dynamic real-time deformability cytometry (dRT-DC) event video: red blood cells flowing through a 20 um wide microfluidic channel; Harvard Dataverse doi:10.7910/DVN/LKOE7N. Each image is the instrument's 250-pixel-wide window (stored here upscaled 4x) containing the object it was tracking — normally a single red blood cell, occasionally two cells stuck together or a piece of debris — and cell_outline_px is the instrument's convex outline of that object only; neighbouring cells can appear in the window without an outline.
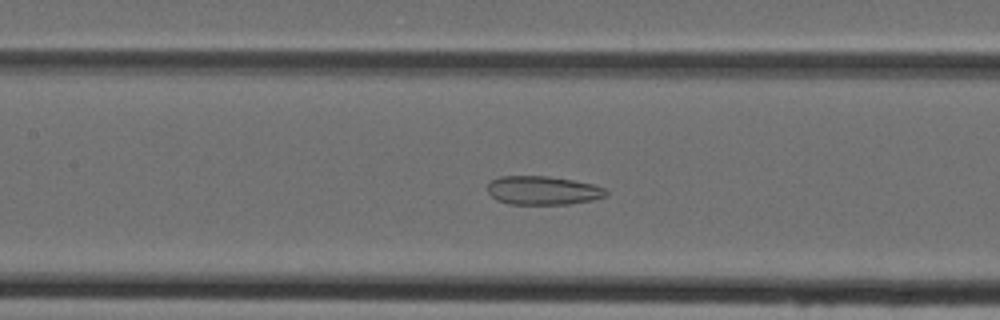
{"species": "Egyptian fruit bat (a non-hibernating species)", "species_latin": "Rousettus aegyptiacus", "temperature_condition": "cold", "stored_images_in_passage": 49, "camera_frame_rate_fps": 3000, "um_per_image_px": 0.085, "animal": {"sex": "female"}, "frame": {"image": 1, "passage_image": 22, "time_ms": 7.0, "image_size_px": [1000, 320], "cell_outline_px": [[608, 192], [604, 196], [592, 200], [568, 204], [508, 204], [496, 200], [488, 192], [488, 184], [492, 180], [500, 176], [548, 176], [572, 180], [592, 184], [604, 188]], "centroid_in_image_um": [46.11, 16.19], "position_along_channel_um": 161.3, "area_um2": 19.71}}
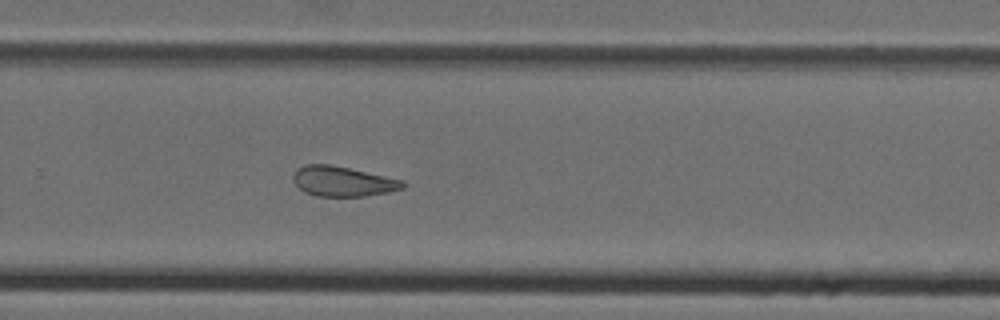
{"frame": {"image": 2, "passage_image": 32, "time_ms": 10.333, "image_size_px": [1000, 320], "cell_outline_px": [[404, 188], [388, 192], [364, 196], [316, 196], [304, 192], [292, 180], [292, 176], [296, 168], [304, 164], [328, 164], [348, 168], [404, 180]], "centroid_in_image_um": [29.09, 15.41], "position_along_channel_um": 300.7, "area_um2": 19.13}}
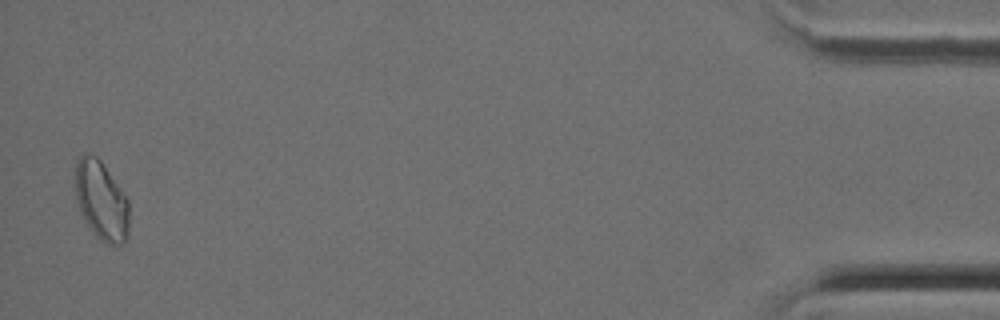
{"frame": {"image": 3, "passage_image": 47, "time_ms": 15.333, "image_size_px": [1000, 320], "cell_outline_px": [[128, 236], [124, 244], [108, 244], [100, 240], [96, 236], [80, 212], [76, 196], [76, 160], [84, 152], [88, 152], [96, 156], [100, 160], [128, 200]], "centroid_in_image_um": [8.61, 17.05], "position_along_channel_um": 426.6, "area_um2": 24.51}}